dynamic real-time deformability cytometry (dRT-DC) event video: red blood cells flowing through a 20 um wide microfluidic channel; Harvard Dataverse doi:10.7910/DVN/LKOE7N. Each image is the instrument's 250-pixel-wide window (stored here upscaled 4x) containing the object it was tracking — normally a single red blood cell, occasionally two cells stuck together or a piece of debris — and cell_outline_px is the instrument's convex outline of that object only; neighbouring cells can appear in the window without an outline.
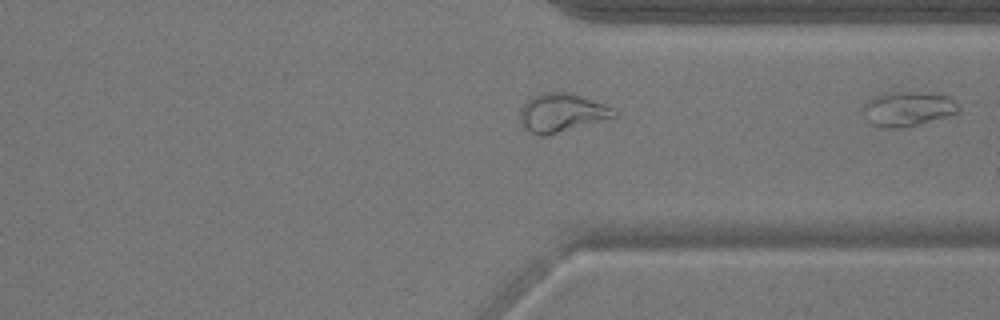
{"species": "common noctule bat (a hibernating species)", "species_latin": "Nyctalus noctula", "temperature_condition": "warm", "stored_images_in_passage": 32, "camera_frame_rate_fps": 3000, "um_per_image_px": 0.085, "animal": {"sex": "male", "body_mass_g": 17.9}, "frame": {"image": 1, "passage_image": 32, "time_ms": 10.333, "image_size_px": [1000, 320], "cell_outline_px": [[960, 112], [916, 124], [900, 128], [884, 128], [872, 124], [868, 120], [864, 108], [864, 104], [868, 100], [876, 96], [888, 92], [920, 92], [948, 96], [960, 108]], "centroid_in_image_um": [77.16, 9.24], "position_along_channel_um": 334.2, "area_um2": 18.73}}